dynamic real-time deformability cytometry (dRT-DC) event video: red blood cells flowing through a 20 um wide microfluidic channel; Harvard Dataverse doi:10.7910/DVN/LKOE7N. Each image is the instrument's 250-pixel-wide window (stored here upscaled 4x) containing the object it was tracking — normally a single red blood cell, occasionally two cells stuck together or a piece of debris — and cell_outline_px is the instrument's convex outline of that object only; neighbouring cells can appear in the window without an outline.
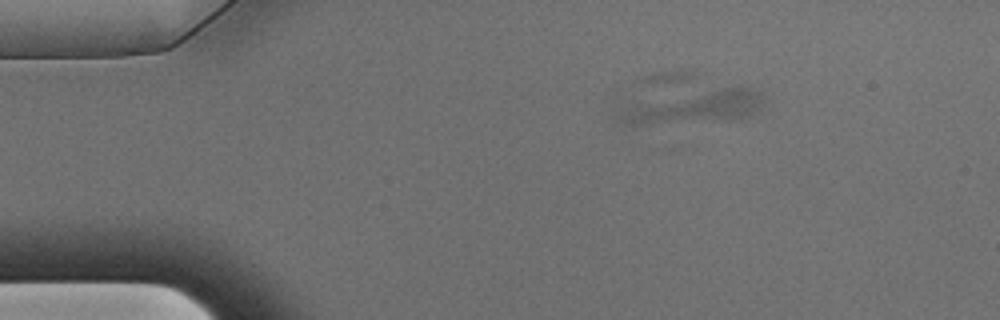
{"species": "Egyptian fruit bat (a non-hibernating species)", "species_latin": "Rousettus aegyptiacus", "temperature_condition": "warm", "stored_images_in_passage": 57, "camera_frame_rate_fps": 3000, "um_per_image_px": 0.085, "animal": {"sex": "male"}, "frame": {"image": 1, "passage_image": 9, "time_ms": 2.667, "image_size_px": [1000, 320], "cell_outline_px": [[764, 104], [752, 116], [732, 120], [632, 128], [612, 124], [608, 120], [608, 116], [616, 108], [632, 104], [736, 84], [740, 84], [760, 92], [764, 96]], "centroid_in_image_um": [58.76, 9.18], "position_along_channel_um": 26.2, "area_um2": 30.69}}
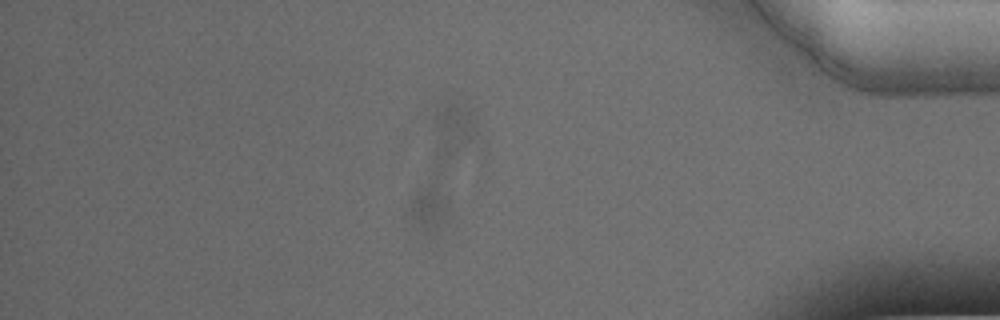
{"frame": {"image": 2, "passage_image": 49, "time_ms": 16.0, "image_size_px": [1000, 320], "cell_outline_px": [[476, 132], [448, 212], [436, 236], [428, 236], [416, 224], [412, 216], [412, 196], [432, 116], [436, 108], [448, 100], [456, 96], [468, 104], [472, 108], [476, 116]], "centroid_in_image_um": [37.62, 13.88], "position_along_channel_um": 397.6, "area_um2": 38.73}}